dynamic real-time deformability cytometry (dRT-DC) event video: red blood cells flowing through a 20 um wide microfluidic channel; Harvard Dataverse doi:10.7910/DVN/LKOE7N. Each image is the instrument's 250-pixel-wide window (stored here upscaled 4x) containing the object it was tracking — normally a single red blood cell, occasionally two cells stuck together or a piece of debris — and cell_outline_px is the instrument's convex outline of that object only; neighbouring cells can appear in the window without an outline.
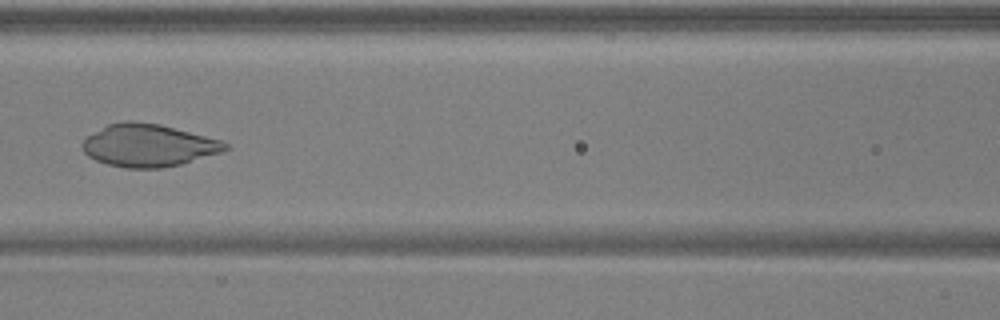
{"species": "common noctule bat (a hibernating species)", "species_latin": "Nyctalus noctula", "temperature_condition": "warm", "stored_images_in_passage": 43, "camera_frame_rate_fps": 3000, "um_per_image_px": 0.085, "animal": {"sex": "male", "body_mass_g": 17.9, "forearm_length_mm": 54.2}, "frame": {"image": 1, "passage_image": 15, "time_ms": 4.667, "image_size_px": [1000, 320], "cell_outline_px": [[228, 148], [220, 152], [180, 164], [160, 168], [124, 168], [108, 164], [96, 160], [88, 156], [84, 152], [80, 144], [88, 136], [108, 124], [124, 120], [132, 120], [160, 124], [220, 140], [228, 144]], "centroid_in_image_um": [12.57, 12.35], "position_along_channel_um": 154.0, "area_um2": 35.08}}
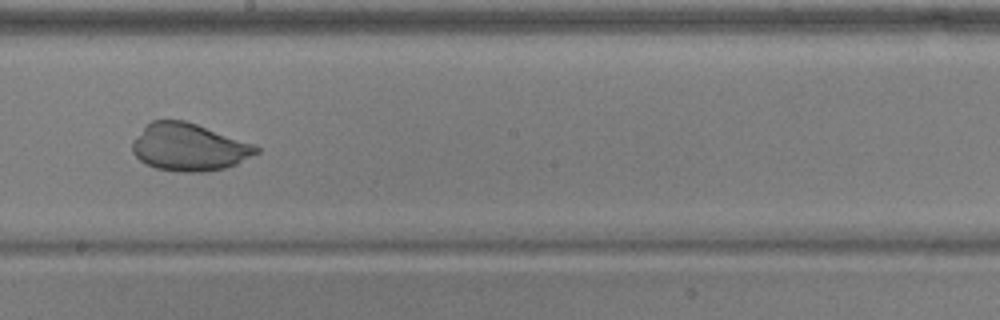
{"frame": {"image": 2, "passage_image": 21, "time_ms": 6.667, "image_size_px": [1000, 320], "cell_outline_px": [[260, 152], [236, 164], [224, 168], [208, 172], [180, 172], [156, 168], [140, 160], [132, 152], [132, 140], [152, 120], [184, 120], [256, 144], [260, 148]], "centroid_in_image_um": [16.09, 12.51], "position_along_channel_um": 232.1, "area_um2": 34.28}}
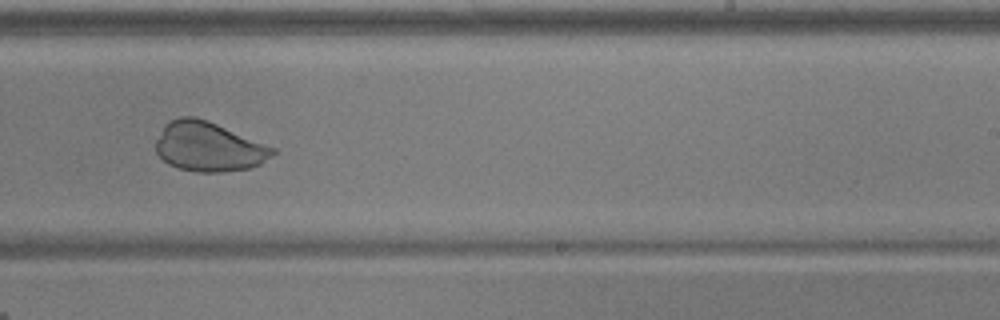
{"frame": {"image": 3, "passage_image": 24, "time_ms": 7.667, "image_size_px": [1000, 320], "cell_outline_px": [[276, 152], [272, 156], [260, 164], [248, 168], [220, 172], [196, 172], [180, 168], [168, 164], [156, 152], [156, 140], [164, 124], [168, 120], [180, 116], [192, 116], [208, 120], [276, 148]], "centroid_in_image_um": [17.72, 12.45], "position_along_channel_um": 271.3, "area_um2": 33.76}}